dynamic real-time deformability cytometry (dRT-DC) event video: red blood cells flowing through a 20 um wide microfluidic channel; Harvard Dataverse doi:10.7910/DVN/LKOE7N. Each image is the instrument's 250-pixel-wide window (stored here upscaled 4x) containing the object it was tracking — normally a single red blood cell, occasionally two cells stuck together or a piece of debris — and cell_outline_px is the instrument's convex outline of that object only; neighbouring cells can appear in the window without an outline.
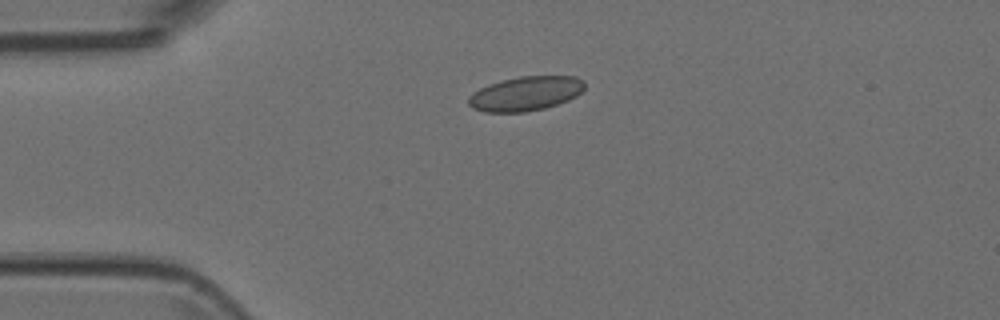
{"species": "Egyptian fruit bat (a non-hibernating species)", "species_latin": "Rousettus aegyptiacus", "temperature_condition": "room temperature", "stored_images_in_passage": 2, "camera_frame_rate_fps": 3000, "um_per_image_px": 0.085, "animal": {"sex": "female"}, "frame": {"image": 1, "passage_image": 1, "time_ms": 0.0, "image_size_px": [1000, 320], "cell_outline_px": [[584, 88], [576, 96], [568, 100], [544, 108], [524, 112], [484, 112], [472, 108], [468, 104], [468, 96], [480, 88], [488, 84], [500, 80], [520, 76], [576, 76], [584, 80]], "centroid_in_image_um": [44.65, 7.95], "position_along_channel_um": 40.3, "area_um2": 23.29}}